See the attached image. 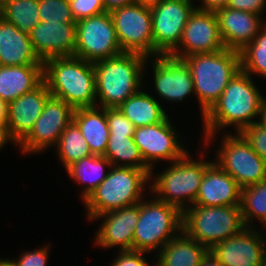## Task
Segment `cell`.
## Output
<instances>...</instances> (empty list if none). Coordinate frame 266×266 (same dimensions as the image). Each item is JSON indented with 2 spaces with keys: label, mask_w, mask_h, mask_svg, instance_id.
<instances>
[{
  "label": "cell",
  "mask_w": 266,
  "mask_h": 266,
  "mask_svg": "<svg viewBox=\"0 0 266 266\" xmlns=\"http://www.w3.org/2000/svg\"><path fill=\"white\" fill-rule=\"evenodd\" d=\"M192 73L200 119L220 98L230 80L241 70L240 53L222 49L184 57ZM197 97V98H196Z\"/></svg>",
  "instance_id": "cell-6"
},
{
  "label": "cell",
  "mask_w": 266,
  "mask_h": 266,
  "mask_svg": "<svg viewBox=\"0 0 266 266\" xmlns=\"http://www.w3.org/2000/svg\"><path fill=\"white\" fill-rule=\"evenodd\" d=\"M200 138L202 140L198 142H203L206 149L211 151L209 147L213 148V161L226 171L241 189L266 180V162L240 133L209 134ZM217 139L220 140L219 144Z\"/></svg>",
  "instance_id": "cell-7"
},
{
  "label": "cell",
  "mask_w": 266,
  "mask_h": 266,
  "mask_svg": "<svg viewBox=\"0 0 266 266\" xmlns=\"http://www.w3.org/2000/svg\"><path fill=\"white\" fill-rule=\"evenodd\" d=\"M122 52L154 57L152 16L149 6L132 3L110 12Z\"/></svg>",
  "instance_id": "cell-12"
},
{
  "label": "cell",
  "mask_w": 266,
  "mask_h": 266,
  "mask_svg": "<svg viewBox=\"0 0 266 266\" xmlns=\"http://www.w3.org/2000/svg\"><path fill=\"white\" fill-rule=\"evenodd\" d=\"M29 36L42 62L54 57L74 56L76 23L40 22Z\"/></svg>",
  "instance_id": "cell-19"
},
{
  "label": "cell",
  "mask_w": 266,
  "mask_h": 266,
  "mask_svg": "<svg viewBox=\"0 0 266 266\" xmlns=\"http://www.w3.org/2000/svg\"><path fill=\"white\" fill-rule=\"evenodd\" d=\"M241 69L252 77L266 79V24L240 52Z\"/></svg>",
  "instance_id": "cell-33"
},
{
  "label": "cell",
  "mask_w": 266,
  "mask_h": 266,
  "mask_svg": "<svg viewBox=\"0 0 266 266\" xmlns=\"http://www.w3.org/2000/svg\"><path fill=\"white\" fill-rule=\"evenodd\" d=\"M109 135H126L133 137L135 127L118 108H106Z\"/></svg>",
  "instance_id": "cell-37"
},
{
  "label": "cell",
  "mask_w": 266,
  "mask_h": 266,
  "mask_svg": "<svg viewBox=\"0 0 266 266\" xmlns=\"http://www.w3.org/2000/svg\"><path fill=\"white\" fill-rule=\"evenodd\" d=\"M121 53L110 12L76 22L75 57L95 63Z\"/></svg>",
  "instance_id": "cell-14"
},
{
  "label": "cell",
  "mask_w": 266,
  "mask_h": 266,
  "mask_svg": "<svg viewBox=\"0 0 266 266\" xmlns=\"http://www.w3.org/2000/svg\"><path fill=\"white\" fill-rule=\"evenodd\" d=\"M254 79L256 77L253 78L242 69L235 74L220 98L201 119L200 136L240 133L248 125L260 120L262 101L266 95L260 91Z\"/></svg>",
  "instance_id": "cell-1"
},
{
  "label": "cell",
  "mask_w": 266,
  "mask_h": 266,
  "mask_svg": "<svg viewBox=\"0 0 266 266\" xmlns=\"http://www.w3.org/2000/svg\"><path fill=\"white\" fill-rule=\"evenodd\" d=\"M262 266H266V243L263 249Z\"/></svg>",
  "instance_id": "cell-49"
},
{
  "label": "cell",
  "mask_w": 266,
  "mask_h": 266,
  "mask_svg": "<svg viewBox=\"0 0 266 266\" xmlns=\"http://www.w3.org/2000/svg\"><path fill=\"white\" fill-rule=\"evenodd\" d=\"M8 144L11 146H15L14 148L18 149L17 142L12 138L8 126L7 125H0V152L5 149Z\"/></svg>",
  "instance_id": "cell-42"
},
{
  "label": "cell",
  "mask_w": 266,
  "mask_h": 266,
  "mask_svg": "<svg viewBox=\"0 0 266 266\" xmlns=\"http://www.w3.org/2000/svg\"><path fill=\"white\" fill-rule=\"evenodd\" d=\"M244 227L240 206L192 205L183 211L182 230L209 250Z\"/></svg>",
  "instance_id": "cell-9"
},
{
  "label": "cell",
  "mask_w": 266,
  "mask_h": 266,
  "mask_svg": "<svg viewBox=\"0 0 266 266\" xmlns=\"http://www.w3.org/2000/svg\"><path fill=\"white\" fill-rule=\"evenodd\" d=\"M43 82V65H0V100L7 104Z\"/></svg>",
  "instance_id": "cell-24"
},
{
  "label": "cell",
  "mask_w": 266,
  "mask_h": 266,
  "mask_svg": "<svg viewBox=\"0 0 266 266\" xmlns=\"http://www.w3.org/2000/svg\"><path fill=\"white\" fill-rule=\"evenodd\" d=\"M102 2L106 12L134 3L133 0H102Z\"/></svg>",
  "instance_id": "cell-43"
},
{
  "label": "cell",
  "mask_w": 266,
  "mask_h": 266,
  "mask_svg": "<svg viewBox=\"0 0 266 266\" xmlns=\"http://www.w3.org/2000/svg\"><path fill=\"white\" fill-rule=\"evenodd\" d=\"M199 266H224L213 254L208 251Z\"/></svg>",
  "instance_id": "cell-44"
},
{
  "label": "cell",
  "mask_w": 266,
  "mask_h": 266,
  "mask_svg": "<svg viewBox=\"0 0 266 266\" xmlns=\"http://www.w3.org/2000/svg\"><path fill=\"white\" fill-rule=\"evenodd\" d=\"M240 134L251 148L266 162V126L260 121L245 127Z\"/></svg>",
  "instance_id": "cell-36"
},
{
  "label": "cell",
  "mask_w": 266,
  "mask_h": 266,
  "mask_svg": "<svg viewBox=\"0 0 266 266\" xmlns=\"http://www.w3.org/2000/svg\"><path fill=\"white\" fill-rule=\"evenodd\" d=\"M266 229L244 227L237 235L215 244L209 251L224 266H262Z\"/></svg>",
  "instance_id": "cell-18"
},
{
  "label": "cell",
  "mask_w": 266,
  "mask_h": 266,
  "mask_svg": "<svg viewBox=\"0 0 266 266\" xmlns=\"http://www.w3.org/2000/svg\"><path fill=\"white\" fill-rule=\"evenodd\" d=\"M43 81L50 94L74 109L96 107L94 64L81 58L54 57L43 62Z\"/></svg>",
  "instance_id": "cell-4"
},
{
  "label": "cell",
  "mask_w": 266,
  "mask_h": 266,
  "mask_svg": "<svg viewBox=\"0 0 266 266\" xmlns=\"http://www.w3.org/2000/svg\"><path fill=\"white\" fill-rule=\"evenodd\" d=\"M51 96L43 81L34 90L8 103L7 126L17 144L29 134Z\"/></svg>",
  "instance_id": "cell-20"
},
{
  "label": "cell",
  "mask_w": 266,
  "mask_h": 266,
  "mask_svg": "<svg viewBox=\"0 0 266 266\" xmlns=\"http://www.w3.org/2000/svg\"><path fill=\"white\" fill-rule=\"evenodd\" d=\"M57 160L64 170L74 162L93 155L78 126L72 121L63 131L54 147Z\"/></svg>",
  "instance_id": "cell-31"
},
{
  "label": "cell",
  "mask_w": 266,
  "mask_h": 266,
  "mask_svg": "<svg viewBox=\"0 0 266 266\" xmlns=\"http://www.w3.org/2000/svg\"><path fill=\"white\" fill-rule=\"evenodd\" d=\"M172 122V118L168 116L163 122L134 130V142L144 162L152 170H156L164 162L168 164L181 159L190 149L187 138L181 136L178 128H175L177 126H173L175 122Z\"/></svg>",
  "instance_id": "cell-11"
},
{
  "label": "cell",
  "mask_w": 266,
  "mask_h": 266,
  "mask_svg": "<svg viewBox=\"0 0 266 266\" xmlns=\"http://www.w3.org/2000/svg\"><path fill=\"white\" fill-rule=\"evenodd\" d=\"M39 0H2V17L28 34L40 22Z\"/></svg>",
  "instance_id": "cell-32"
},
{
  "label": "cell",
  "mask_w": 266,
  "mask_h": 266,
  "mask_svg": "<svg viewBox=\"0 0 266 266\" xmlns=\"http://www.w3.org/2000/svg\"><path fill=\"white\" fill-rule=\"evenodd\" d=\"M199 145L200 148L193 150L197 153L189 150L181 159L164 163L163 168L159 165L160 171L152 170L150 175V192L182 212L194 205L205 170L213 162L212 155L207 158L211 152L203 144Z\"/></svg>",
  "instance_id": "cell-2"
},
{
  "label": "cell",
  "mask_w": 266,
  "mask_h": 266,
  "mask_svg": "<svg viewBox=\"0 0 266 266\" xmlns=\"http://www.w3.org/2000/svg\"><path fill=\"white\" fill-rule=\"evenodd\" d=\"M150 193V174L144 169L112 166L103 182L81 202L88 222L97 215L138 204Z\"/></svg>",
  "instance_id": "cell-5"
},
{
  "label": "cell",
  "mask_w": 266,
  "mask_h": 266,
  "mask_svg": "<svg viewBox=\"0 0 266 266\" xmlns=\"http://www.w3.org/2000/svg\"><path fill=\"white\" fill-rule=\"evenodd\" d=\"M145 87L127 98L118 107L123 115L132 122L135 128L163 122L169 115L163 106Z\"/></svg>",
  "instance_id": "cell-27"
},
{
  "label": "cell",
  "mask_w": 266,
  "mask_h": 266,
  "mask_svg": "<svg viewBox=\"0 0 266 266\" xmlns=\"http://www.w3.org/2000/svg\"><path fill=\"white\" fill-rule=\"evenodd\" d=\"M240 210L245 227L266 229V180L241 189Z\"/></svg>",
  "instance_id": "cell-30"
},
{
  "label": "cell",
  "mask_w": 266,
  "mask_h": 266,
  "mask_svg": "<svg viewBox=\"0 0 266 266\" xmlns=\"http://www.w3.org/2000/svg\"><path fill=\"white\" fill-rule=\"evenodd\" d=\"M7 103L0 100V125H7Z\"/></svg>",
  "instance_id": "cell-45"
},
{
  "label": "cell",
  "mask_w": 266,
  "mask_h": 266,
  "mask_svg": "<svg viewBox=\"0 0 266 266\" xmlns=\"http://www.w3.org/2000/svg\"><path fill=\"white\" fill-rule=\"evenodd\" d=\"M69 4L76 22L106 12L102 0H69Z\"/></svg>",
  "instance_id": "cell-38"
},
{
  "label": "cell",
  "mask_w": 266,
  "mask_h": 266,
  "mask_svg": "<svg viewBox=\"0 0 266 266\" xmlns=\"http://www.w3.org/2000/svg\"><path fill=\"white\" fill-rule=\"evenodd\" d=\"M52 243H44L33 250H22L17 258L9 257L16 266H48Z\"/></svg>",
  "instance_id": "cell-35"
},
{
  "label": "cell",
  "mask_w": 266,
  "mask_h": 266,
  "mask_svg": "<svg viewBox=\"0 0 266 266\" xmlns=\"http://www.w3.org/2000/svg\"><path fill=\"white\" fill-rule=\"evenodd\" d=\"M215 12L195 8L183 30L178 47L170 56L183 59L194 54L225 49Z\"/></svg>",
  "instance_id": "cell-16"
},
{
  "label": "cell",
  "mask_w": 266,
  "mask_h": 266,
  "mask_svg": "<svg viewBox=\"0 0 266 266\" xmlns=\"http://www.w3.org/2000/svg\"><path fill=\"white\" fill-rule=\"evenodd\" d=\"M0 65H43L27 32L0 18Z\"/></svg>",
  "instance_id": "cell-23"
},
{
  "label": "cell",
  "mask_w": 266,
  "mask_h": 266,
  "mask_svg": "<svg viewBox=\"0 0 266 266\" xmlns=\"http://www.w3.org/2000/svg\"><path fill=\"white\" fill-rule=\"evenodd\" d=\"M115 253L116 256L112 262L110 261L109 266H154V261L148 260L150 258L147 255L150 253L136 250H116Z\"/></svg>",
  "instance_id": "cell-39"
},
{
  "label": "cell",
  "mask_w": 266,
  "mask_h": 266,
  "mask_svg": "<svg viewBox=\"0 0 266 266\" xmlns=\"http://www.w3.org/2000/svg\"><path fill=\"white\" fill-rule=\"evenodd\" d=\"M103 156L110 161L112 166L144 169L151 175L152 169L144 162L133 137L109 135Z\"/></svg>",
  "instance_id": "cell-29"
},
{
  "label": "cell",
  "mask_w": 266,
  "mask_h": 266,
  "mask_svg": "<svg viewBox=\"0 0 266 266\" xmlns=\"http://www.w3.org/2000/svg\"><path fill=\"white\" fill-rule=\"evenodd\" d=\"M215 13L225 47L238 52L251 43L266 24V19L262 15L242 10L226 7Z\"/></svg>",
  "instance_id": "cell-21"
},
{
  "label": "cell",
  "mask_w": 266,
  "mask_h": 266,
  "mask_svg": "<svg viewBox=\"0 0 266 266\" xmlns=\"http://www.w3.org/2000/svg\"><path fill=\"white\" fill-rule=\"evenodd\" d=\"M194 0H160L150 7L154 56L170 55L179 45Z\"/></svg>",
  "instance_id": "cell-15"
},
{
  "label": "cell",
  "mask_w": 266,
  "mask_h": 266,
  "mask_svg": "<svg viewBox=\"0 0 266 266\" xmlns=\"http://www.w3.org/2000/svg\"><path fill=\"white\" fill-rule=\"evenodd\" d=\"M182 224L183 212L179 208L148 193L140 201L139 221L133 234V250L155 256L182 231Z\"/></svg>",
  "instance_id": "cell-8"
},
{
  "label": "cell",
  "mask_w": 266,
  "mask_h": 266,
  "mask_svg": "<svg viewBox=\"0 0 266 266\" xmlns=\"http://www.w3.org/2000/svg\"><path fill=\"white\" fill-rule=\"evenodd\" d=\"M2 17V0H0V18Z\"/></svg>",
  "instance_id": "cell-50"
},
{
  "label": "cell",
  "mask_w": 266,
  "mask_h": 266,
  "mask_svg": "<svg viewBox=\"0 0 266 266\" xmlns=\"http://www.w3.org/2000/svg\"><path fill=\"white\" fill-rule=\"evenodd\" d=\"M160 0H133L134 3H138L140 5L146 6H153L155 3L159 2Z\"/></svg>",
  "instance_id": "cell-47"
},
{
  "label": "cell",
  "mask_w": 266,
  "mask_h": 266,
  "mask_svg": "<svg viewBox=\"0 0 266 266\" xmlns=\"http://www.w3.org/2000/svg\"><path fill=\"white\" fill-rule=\"evenodd\" d=\"M227 7L262 15L266 19V0H230Z\"/></svg>",
  "instance_id": "cell-40"
},
{
  "label": "cell",
  "mask_w": 266,
  "mask_h": 266,
  "mask_svg": "<svg viewBox=\"0 0 266 266\" xmlns=\"http://www.w3.org/2000/svg\"><path fill=\"white\" fill-rule=\"evenodd\" d=\"M111 167L107 158L93 154L74 162L65 173L68 174L70 180L82 187L78 197L83 202L103 182Z\"/></svg>",
  "instance_id": "cell-28"
},
{
  "label": "cell",
  "mask_w": 266,
  "mask_h": 266,
  "mask_svg": "<svg viewBox=\"0 0 266 266\" xmlns=\"http://www.w3.org/2000/svg\"><path fill=\"white\" fill-rule=\"evenodd\" d=\"M241 188L214 161L206 168L194 205L240 206Z\"/></svg>",
  "instance_id": "cell-22"
},
{
  "label": "cell",
  "mask_w": 266,
  "mask_h": 266,
  "mask_svg": "<svg viewBox=\"0 0 266 266\" xmlns=\"http://www.w3.org/2000/svg\"><path fill=\"white\" fill-rule=\"evenodd\" d=\"M74 111L65 101L51 96L29 134L18 144L19 154L27 157L51 151L64 129L73 121Z\"/></svg>",
  "instance_id": "cell-13"
},
{
  "label": "cell",
  "mask_w": 266,
  "mask_h": 266,
  "mask_svg": "<svg viewBox=\"0 0 266 266\" xmlns=\"http://www.w3.org/2000/svg\"><path fill=\"white\" fill-rule=\"evenodd\" d=\"M229 1L230 0H194V3L197 9L216 12L219 9L226 8Z\"/></svg>",
  "instance_id": "cell-41"
},
{
  "label": "cell",
  "mask_w": 266,
  "mask_h": 266,
  "mask_svg": "<svg viewBox=\"0 0 266 266\" xmlns=\"http://www.w3.org/2000/svg\"><path fill=\"white\" fill-rule=\"evenodd\" d=\"M149 67L151 73L149 69H147ZM148 73L149 75H146ZM151 74V81H147L146 76L150 78L149 76ZM147 85L149 87L152 86L155 90L147 88ZM144 86L148 90L151 89L150 94H153L163 106L165 102L169 104L174 102L173 105H175V103L176 105L181 103L182 105L185 100L186 102L189 100V97L190 99H192L193 96L195 98L192 73L189 66L183 59H178L170 55H159L147 58L144 66Z\"/></svg>",
  "instance_id": "cell-10"
},
{
  "label": "cell",
  "mask_w": 266,
  "mask_h": 266,
  "mask_svg": "<svg viewBox=\"0 0 266 266\" xmlns=\"http://www.w3.org/2000/svg\"><path fill=\"white\" fill-rule=\"evenodd\" d=\"M41 22L76 23L69 0H39Z\"/></svg>",
  "instance_id": "cell-34"
},
{
  "label": "cell",
  "mask_w": 266,
  "mask_h": 266,
  "mask_svg": "<svg viewBox=\"0 0 266 266\" xmlns=\"http://www.w3.org/2000/svg\"><path fill=\"white\" fill-rule=\"evenodd\" d=\"M147 57L123 52L94 64L96 106L118 108L131 95L144 87Z\"/></svg>",
  "instance_id": "cell-3"
},
{
  "label": "cell",
  "mask_w": 266,
  "mask_h": 266,
  "mask_svg": "<svg viewBox=\"0 0 266 266\" xmlns=\"http://www.w3.org/2000/svg\"><path fill=\"white\" fill-rule=\"evenodd\" d=\"M263 125L266 126V96L264 97L262 101V108H261V113H260V120H259Z\"/></svg>",
  "instance_id": "cell-46"
},
{
  "label": "cell",
  "mask_w": 266,
  "mask_h": 266,
  "mask_svg": "<svg viewBox=\"0 0 266 266\" xmlns=\"http://www.w3.org/2000/svg\"><path fill=\"white\" fill-rule=\"evenodd\" d=\"M140 202L95 216L90 222L100 221L95 230L94 244L100 250H133L134 229L139 221ZM96 221V222H95ZM102 221V222H101Z\"/></svg>",
  "instance_id": "cell-17"
},
{
  "label": "cell",
  "mask_w": 266,
  "mask_h": 266,
  "mask_svg": "<svg viewBox=\"0 0 266 266\" xmlns=\"http://www.w3.org/2000/svg\"><path fill=\"white\" fill-rule=\"evenodd\" d=\"M0 266H16L14 262L8 257L6 258H0Z\"/></svg>",
  "instance_id": "cell-48"
},
{
  "label": "cell",
  "mask_w": 266,
  "mask_h": 266,
  "mask_svg": "<svg viewBox=\"0 0 266 266\" xmlns=\"http://www.w3.org/2000/svg\"><path fill=\"white\" fill-rule=\"evenodd\" d=\"M73 122L81 131L92 154L103 156L110 134L106 119V108L97 106L77 108L73 114Z\"/></svg>",
  "instance_id": "cell-26"
},
{
  "label": "cell",
  "mask_w": 266,
  "mask_h": 266,
  "mask_svg": "<svg viewBox=\"0 0 266 266\" xmlns=\"http://www.w3.org/2000/svg\"><path fill=\"white\" fill-rule=\"evenodd\" d=\"M208 251V248L182 230L152 261H155L154 266H199Z\"/></svg>",
  "instance_id": "cell-25"
}]
</instances>
